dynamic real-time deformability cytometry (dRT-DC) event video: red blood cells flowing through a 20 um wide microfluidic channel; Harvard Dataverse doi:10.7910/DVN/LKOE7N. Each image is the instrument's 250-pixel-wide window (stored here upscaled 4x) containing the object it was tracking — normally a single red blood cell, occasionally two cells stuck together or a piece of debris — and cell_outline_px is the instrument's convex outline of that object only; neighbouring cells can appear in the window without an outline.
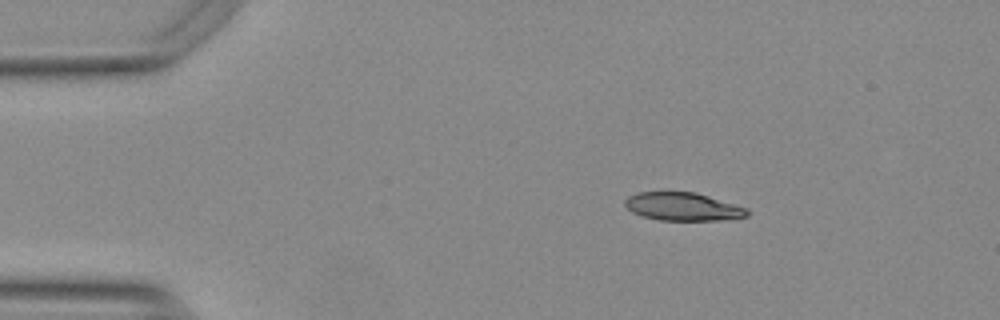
{"species": "Egyptian fruit bat (a non-hibernating species)", "species_latin": "Rousettus aegyptiacus", "temperature_condition": "warm", "stored_images_in_passage": 46, "camera_frame_rate_fps": 3000, "um_per_image_px": 0.085, "animal": {"sex": "female"}, "frame": {"image": 1, "passage_image": 1, "time_ms": 0.0, "image_size_px": [1000, 320], "cell_outline_px": [[748, 216], [728, 220], [660, 220], [644, 216], [632, 212], [624, 204], [624, 200], [628, 196], [636, 192], [696, 192], [748, 208]], "centroid_in_image_um": [58.06, 17.56], "position_along_channel_um": 26.9, "area_um2": 20.06}}
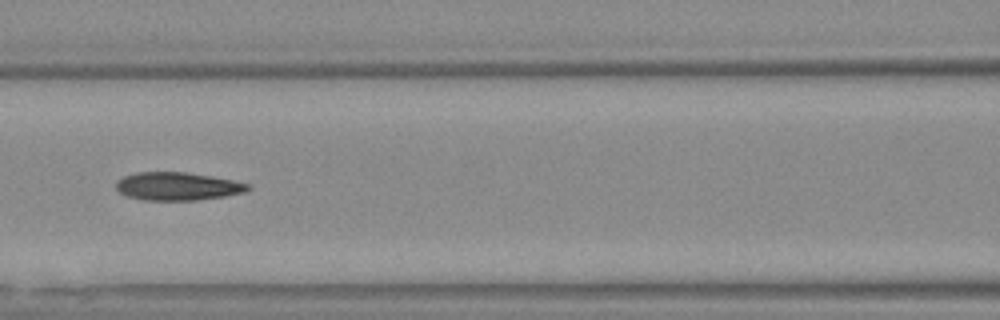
{"frame": {"image": 2, "passage_image": 16, "time_ms": 5.0, "image_size_px": [1000, 320], "cell_outline_px": [[252, 188], [244, 192], [224, 196], [200, 200], [144, 200], [128, 196], [120, 192], [116, 188], [116, 180], [124, 176], [136, 172], [184, 172], [212, 176], [232, 180], [248, 184]], "centroid_in_image_um": [15.08, 15.83], "position_along_channel_um": 151.5, "area_um2": 21.5}}
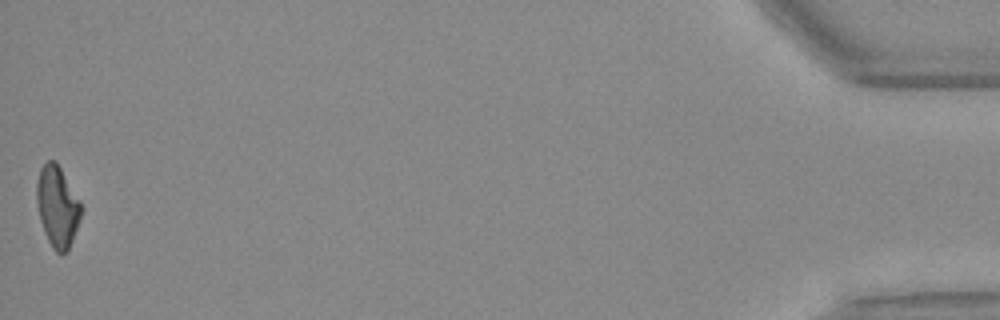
{"frame": {"image": 3, "passage_image": 46, "time_ms": 15.0, "image_size_px": [1000, 320], "cell_outline_px": [[84, 208], [80, 220], [72, 240], [68, 248], [60, 256], [52, 248], [44, 232], [40, 220], [36, 200], [36, 184], [40, 168], [48, 160], [56, 160], [80, 200]], "centroid_in_image_um": [4.89, 17.54], "position_along_channel_um": 430.3, "area_um2": 21.21}, "authors_computed_cell_mechanics": {"area_um2": 21.5016, "velocity_mm_per_s": 3.7715, "shape_relaxation_time_tau1_ms": 5.584, "shape_relaxation_time_tau2_ms": 2.9068, "deformation_change_tau1": 0.2039, "deformation_change_tau2": 0.1213}}